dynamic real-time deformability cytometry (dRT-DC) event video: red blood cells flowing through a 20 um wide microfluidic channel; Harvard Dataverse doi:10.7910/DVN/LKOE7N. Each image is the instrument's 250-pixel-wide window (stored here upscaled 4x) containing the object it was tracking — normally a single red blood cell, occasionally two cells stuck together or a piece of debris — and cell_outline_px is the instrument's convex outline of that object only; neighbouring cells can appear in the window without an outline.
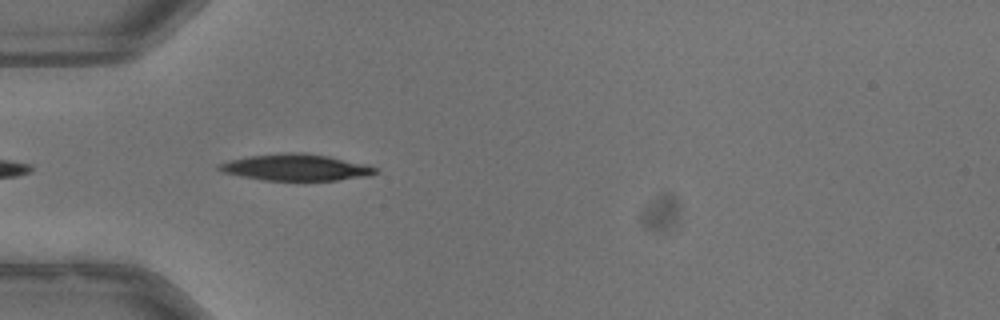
{"species": "common noctule bat (a hibernating species)", "species_latin": "Nyctalus noctula", "temperature_condition": "warm", "stored_images_in_passage": 5, "camera_frame_rate_fps": 3000, "um_per_image_px": 0.085, "animal": {"sex": "male", "body_mass_g": 13.3}, "frame": {"image": 1, "passage_image": 2, "time_ms": 0.333, "image_size_px": [1000, 320], "cell_outline_px": [[380, 172], [372, 176], [336, 180], [264, 180], [224, 172], [216, 168], [216, 164], [228, 160], [248, 156], [280, 152], [304, 152], [328, 156], [372, 164]], "centroid_in_image_um": [25.23, 14.21], "position_along_channel_um": 59.8, "area_um2": 24.57}}
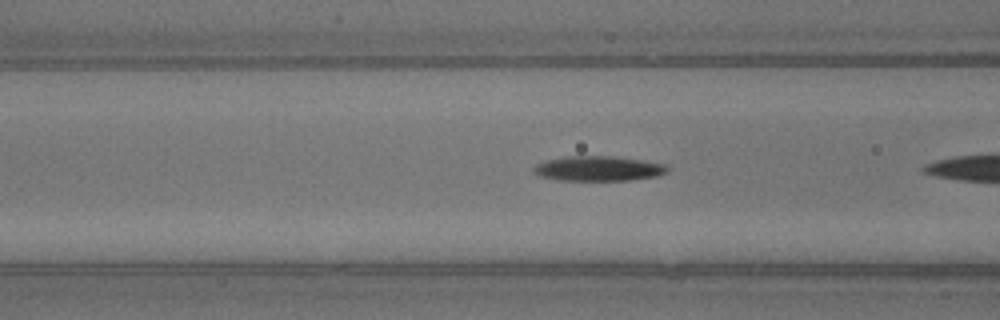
{"frame": {"image": 2, "passage_image": 4, "time_ms": 1.0, "image_size_px": [1000, 320], "cell_outline_px": [[668, 172], [656, 176], [628, 180], [556, 180], [540, 176], [532, 172], [532, 168], [536, 164], [544, 160], [564, 156], [616, 156], [644, 160], [664, 164], [668, 168]], "centroid_in_image_um": [50.81, 14.31], "position_along_channel_um": 115.8, "area_um2": 19.59}}